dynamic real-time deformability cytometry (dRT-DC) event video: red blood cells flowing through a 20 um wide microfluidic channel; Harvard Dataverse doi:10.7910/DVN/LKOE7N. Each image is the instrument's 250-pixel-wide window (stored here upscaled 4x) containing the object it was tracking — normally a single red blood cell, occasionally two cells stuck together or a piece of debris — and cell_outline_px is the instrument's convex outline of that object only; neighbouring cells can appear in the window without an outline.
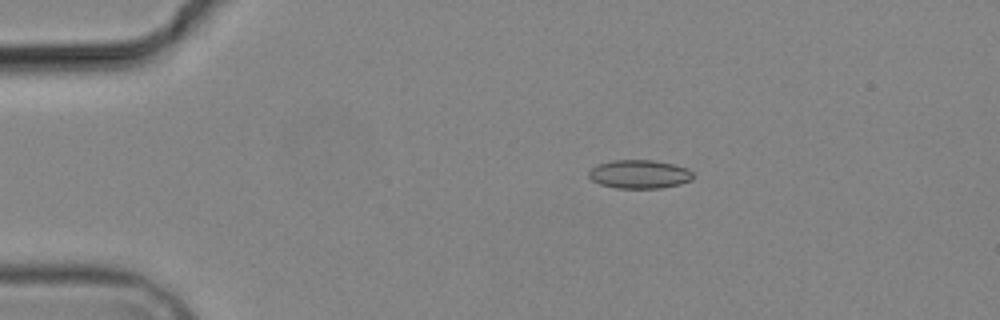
{"species": "common noctule bat (a hibernating species)", "species_latin": "Nyctalus noctula", "temperature_condition": "cold", "stored_images_in_passage": 2, "camera_frame_rate_fps": 3000, "um_per_image_px": 0.085, "animal": {"sex": "male", "body_mass_g": 19.2, "forearm_length_mm": 51.8}, "frame": {"image": 1, "passage_image": 1, "time_ms": 0.0, "image_size_px": [1000, 320], "cell_outline_px": [[696, 176], [692, 180], [680, 184], [660, 188], [616, 188], [600, 184], [592, 180], [588, 176], [588, 172], [596, 164], [612, 160], [652, 160], [672, 164], [688, 168]], "centroid_in_image_um": [54.36, 14.8], "position_along_channel_um": 30.6, "area_um2": 17.51}}